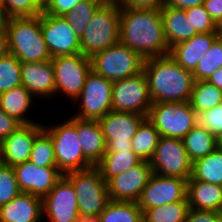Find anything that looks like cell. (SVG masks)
Segmentation results:
<instances>
[{"instance_id": "cell-45", "label": "cell", "mask_w": 222, "mask_h": 222, "mask_svg": "<svg viewBox=\"0 0 222 222\" xmlns=\"http://www.w3.org/2000/svg\"><path fill=\"white\" fill-rule=\"evenodd\" d=\"M120 7L127 8H161L166 0H114Z\"/></svg>"}, {"instance_id": "cell-34", "label": "cell", "mask_w": 222, "mask_h": 222, "mask_svg": "<svg viewBox=\"0 0 222 222\" xmlns=\"http://www.w3.org/2000/svg\"><path fill=\"white\" fill-rule=\"evenodd\" d=\"M105 1L106 0H81L62 17L71 25L80 38L87 29L93 14Z\"/></svg>"}, {"instance_id": "cell-3", "label": "cell", "mask_w": 222, "mask_h": 222, "mask_svg": "<svg viewBox=\"0 0 222 222\" xmlns=\"http://www.w3.org/2000/svg\"><path fill=\"white\" fill-rule=\"evenodd\" d=\"M5 31L9 53L21 62H41L52 59L44 41L40 15L9 17Z\"/></svg>"}, {"instance_id": "cell-7", "label": "cell", "mask_w": 222, "mask_h": 222, "mask_svg": "<svg viewBox=\"0 0 222 222\" xmlns=\"http://www.w3.org/2000/svg\"><path fill=\"white\" fill-rule=\"evenodd\" d=\"M64 176L72 183L78 199L79 214L100 213L110 201L107 182L96 166L85 170L71 171Z\"/></svg>"}, {"instance_id": "cell-10", "label": "cell", "mask_w": 222, "mask_h": 222, "mask_svg": "<svg viewBox=\"0 0 222 222\" xmlns=\"http://www.w3.org/2000/svg\"><path fill=\"white\" fill-rule=\"evenodd\" d=\"M112 86V81L91 70L79 96L74 101L76 104L77 100L81 108L73 116L83 120L99 121L112 111Z\"/></svg>"}, {"instance_id": "cell-17", "label": "cell", "mask_w": 222, "mask_h": 222, "mask_svg": "<svg viewBox=\"0 0 222 222\" xmlns=\"http://www.w3.org/2000/svg\"><path fill=\"white\" fill-rule=\"evenodd\" d=\"M152 173L150 162L142 160L124 173L112 177L107 182L110 200L138 202Z\"/></svg>"}, {"instance_id": "cell-6", "label": "cell", "mask_w": 222, "mask_h": 222, "mask_svg": "<svg viewBox=\"0 0 222 222\" xmlns=\"http://www.w3.org/2000/svg\"><path fill=\"white\" fill-rule=\"evenodd\" d=\"M91 70L112 82L131 77L143 70L144 59L121 42L90 57Z\"/></svg>"}, {"instance_id": "cell-20", "label": "cell", "mask_w": 222, "mask_h": 222, "mask_svg": "<svg viewBox=\"0 0 222 222\" xmlns=\"http://www.w3.org/2000/svg\"><path fill=\"white\" fill-rule=\"evenodd\" d=\"M221 34L222 32L197 33L190 39L173 45L170 48L169 56L182 68L193 72L212 43Z\"/></svg>"}, {"instance_id": "cell-42", "label": "cell", "mask_w": 222, "mask_h": 222, "mask_svg": "<svg viewBox=\"0 0 222 222\" xmlns=\"http://www.w3.org/2000/svg\"><path fill=\"white\" fill-rule=\"evenodd\" d=\"M81 0H51L44 8V13L63 16L73 9Z\"/></svg>"}, {"instance_id": "cell-8", "label": "cell", "mask_w": 222, "mask_h": 222, "mask_svg": "<svg viewBox=\"0 0 222 222\" xmlns=\"http://www.w3.org/2000/svg\"><path fill=\"white\" fill-rule=\"evenodd\" d=\"M147 119L160 136L177 139H183L197 124V114L189 101L153 103Z\"/></svg>"}, {"instance_id": "cell-15", "label": "cell", "mask_w": 222, "mask_h": 222, "mask_svg": "<svg viewBox=\"0 0 222 222\" xmlns=\"http://www.w3.org/2000/svg\"><path fill=\"white\" fill-rule=\"evenodd\" d=\"M186 195L187 180L152 173L138 200V205L144 212L147 208L183 201Z\"/></svg>"}, {"instance_id": "cell-52", "label": "cell", "mask_w": 222, "mask_h": 222, "mask_svg": "<svg viewBox=\"0 0 222 222\" xmlns=\"http://www.w3.org/2000/svg\"><path fill=\"white\" fill-rule=\"evenodd\" d=\"M51 0H38V2L45 8Z\"/></svg>"}, {"instance_id": "cell-51", "label": "cell", "mask_w": 222, "mask_h": 222, "mask_svg": "<svg viewBox=\"0 0 222 222\" xmlns=\"http://www.w3.org/2000/svg\"><path fill=\"white\" fill-rule=\"evenodd\" d=\"M7 19L8 17L6 16L3 8L0 6V32L5 31Z\"/></svg>"}, {"instance_id": "cell-49", "label": "cell", "mask_w": 222, "mask_h": 222, "mask_svg": "<svg viewBox=\"0 0 222 222\" xmlns=\"http://www.w3.org/2000/svg\"><path fill=\"white\" fill-rule=\"evenodd\" d=\"M8 53L9 49L6 31L0 32V58L6 56Z\"/></svg>"}, {"instance_id": "cell-11", "label": "cell", "mask_w": 222, "mask_h": 222, "mask_svg": "<svg viewBox=\"0 0 222 222\" xmlns=\"http://www.w3.org/2000/svg\"><path fill=\"white\" fill-rule=\"evenodd\" d=\"M152 172L161 176L188 180L192 164L182 139L160 136L154 155L149 161Z\"/></svg>"}, {"instance_id": "cell-50", "label": "cell", "mask_w": 222, "mask_h": 222, "mask_svg": "<svg viewBox=\"0 0 222 222\" xmlns=\"http://www.w3.org/2000/svg\"><path fill=\"white\" fill-rule=\"evenodd\" d=\"M75 222H100V216L96 214H78L77 219Z\"/></svg>"}, {"instance_id": "cell-35", "label": "cell", "mask_w": 222, "mask_h": 222, "mask_svg": "<svg viewBox=\"0 0 222 222\" xmlns=\"http://www.w3.org/2000/svg\"><path fill=\"white\" fill-rule=\"evenodd\" d=\"M220 67H222V34L212 43L192 72L195 81H206Z\"/></svg>"}, {"instance_id": "cell-53", "label": "cell", "mask_w": 222, "mask_h": 222, "mask_svg": "<svg viewBox=\"0 0 222 222\" xmlns=\"http://www.w3.org/2000/svg\"><path fill=\"white\" fill-rule=\"evenodd\" d=\"M219 147L222 148V137L219 139Z\"/></svg>"}, {"instance_id": "cell-41", "label": "cell", "mask_w": 222, "mask_h": 222, "mask_svg": "<svg viewBox=\"0 0 222 222\" xmlns=\"http://www.w3.org/2000/svg\"><path fill=\"white\" fill-rule=\"evenodd\" d=\"M197 125L220 139L222 137V103L197 113Z\"/></svg>"}, {"instance_id": "cell-29", "label": "cell", "mask_w": 222, "mask_h": 222, "mask_svg": "<svg viewBox=\"0 0 222 222\" xmlns=\"http://www.w3.org/2000/svg\"><path fill=\"white\" fill-rule=\"evenodd\" d=\"M188 180H199L222 185V148L217 147L205 157L192 164V175Z\"/></svg>"}, {"instance_id": "cell-5", "label": "cell", "mask_w": 222, "mask_h": 222, "mask_svg": "<svg viewBox=\"0 0 222 222\" xmlns=\"http://www.w3.org/2000/svg\"><path fill=\"white\" fill-rule=\"evenodd\" d=\"M44 129L51 136L56 165L63 174L93 167L82 153L76 117L48 128L44 125Z\"/></svg>"}, {"instance_id": "cell-23", "label": "cell", "mask_w": 222, "mask_h": 222, "mask_svg": "<svg viewBox=\"0 0 222 222\" xmlns=\"http://www.w3.org/2000/svg\"><path fill=\"white\" fill-rule=\"evenodd\" d=\"M77 134L84 157L96 166L106 152V141L99 121L77 118Z\"/></svg>"}, {"instance_id": "cell-28", "label": "cell", "mask_w": 222, "mask_h": 222, "mask_svg": "<svg viewBox=\"0 0 222 222\" xmlns=\"http://www.w3.org/2000/svg\"><path fill=\"white\" fill-rule=\"evenodd\" d=\"M142 160L133 150H123L118 152H105L102 160L96 165L101 172L103 179L108 182L131 167L138 165Z\"/></svg>"}, {"instance_id": "cell-44", "label": "cell", "mask_w": 222, "mask_h": 222, "mask_svg": "<svg viewBox=\"0 0 222 222\" xmlns=\"http://www.w3.org/2000/svg\"><path fill=\"white\" fill-rule=\"evenodd\" d=\"M220 212L189 209L185 222H219Z\"/></svg>"}, {"instance_id": "cell-14", "label": "cell", "mask_w": 222, "mask_h": 222, "mask_svg": "<svg viewBox=\"0 0 222 222\" xmlns=\"http://www.w3.org/2000/svg\"><path fill=\"white\" fill-rule=\"evenodd\" d=\"M41 31L52 58L81 53L80 38L62 17L40 14Z\"/></svg>"}, {"instance_id": "cell-2", "label": "cell", "mask_w": 222, "mask_h": 222, "mask_svg": "<svg viewBox=\"0 0 222 222\" xmlns=\"http://www.w3.org/2000/svg\"><path fill=\"white\" fill-rule=\"evenodd\" d=\"M143 71L153 103L190 100L195 83L193 73L182 68L169 55L144 59Z\"/></svg>"}, {"instance_id": "cell-54", "label": "cell", "mask_w": 222, "mask_h": 222, "mask_svg": "<svg viewBox=\"0 0 222 222\" xmlns=\"http://www.w3.org/2000/svg\"><path fill=\"white\" fill-rule=\"evenodd\" d=\"M219 222H222V212H221V214H220Z\"/></svg>"}, {"instance_id": "cell-21", "label": "cell", "mask_w": 222, "mask_h": 222, "mask_svg": "<svg viewBox=\"0 0 222 222\" xmlns=\"http://www.w3.org/2000/svg\"><path fill=\"white\" fill-rule=\"evenodd\" d=\"M22 85L34 97L55 95V77L52 61L21 62Z\"/></svg>"}, {"instance_id": "cell-27", "label": "cell", "mask_w": 222, "mask_h": 222, "mask_svg": "<svg viewBox=\"0 0 222 222\" xmlns=\"http://www.w3.org/2000/svg\"><path fill=\"white\" fill-rule=\"evenodd\" d=\"M182 140L192 162L205 157L219 146V139L197 124Z\"/></svg>"}, {"instance_id": "cell-24", "label": "cell", "mask_w": 222, "mask_h": 222, "mask_svg": "<svg viewBox=\"0 0 222 222\" xmlns=\"http://www.w3.org/2000/svg\"><path fill=\"white\" fill-rule=\"evenodd\" d=\"M186 197L190 209L222 212V185L187 180Z\"/></svg>"}, {"instance_id": "cell-37", "label": "cell", "mask_w": 222, "mask_h": 222, "mask_svg": "<svg viewBox=\"0 0 222 222\" xmlns=\"http://www.w3.org/2000/svg\"><path fill=\"white\" fill-rule=\"evenodd\" d=\"M22 85L21 61L8 53L0 58V94Z\"/></svg>"}, {"instance_id": "cell-38", "label": "cell", "mask_w": 222, "mask_h": 222, "mask_svg": "<svg viewBox=\"0 0 222 222\" xmlns=\"http://www.w3.org/2000/svg\"><path fill=\"white\" fill-rule=\"evenodd\" d=\"M1 7L8 18L37 16L44 12L38 0H2Z\"/></svg>"}, {"instance_id": "cell-12", "label": "cell", "mask_w": 222, "mask_h": 222, "mask_svg": "<svg viewBox=\"0 0 222 222\" xmlns=\"http://www.w3.org/2000/svg\"><path fill=\"white\" fill-rule=\"evenodd\" d=\"M55 77V95L61 92L72 102L79 96L87 75L91 72V60L86 55L57 56L51 59Z\"/></svg>"}, {"instance_id": "cell-36", "label": "cell", "mask_w": 222, "mask_h": 222, "mask_svg": "<svg viewBox=\"0 0 222 222\" xmlns=\"http://www.w3.org/2000/svg\"><path fill=\"white\" fill-rule=\"evenodd\" d=\"M29 161L40 167H57L52 139L45 129L36 136Z\"/></svg>"}, {"instance_id": "cell-31", "label": "cell", "mask_w": 222, "mask_h": 222, "mask_svg": "<svg viewBox=\"0 0 222 222\" xmlns=\"http://www.w3.org/2000/svg\"><path fill=\"white\" fill-rule=\"evenodd\" d=\"M99 216L100 222H143L138 202L110 200Z\"/></svg>"}, {"instance_id": "cell-1", "label": "cell", "mask_w": 222, "mask_h": 222, "mask_svg": "<svg viewBox=\"0 0 222 222\" xmlns=\"http://www.w3.org/2000/svg\"><path fill=\"white\" fill-rule=\"evenodd\" d=\"M119 42L143 59L169 55L161 9L120 7Z\"/></svg>"}, {"instance_id": "cell-16", "label": "cell", "mask_w": 222, "mask_h": 222, "mask_svg": "<svg viewBox=\"0 0 222 222\" xmlns=\"http://www.w3.org/2000/svg\"><path fill=\"white\" fill-rule=\"evenodd\" d=\"M42 210L49 222H75L79 214L77 194L65 176L42 199Z\"/></svg>"}, {"instance_id": "cell-19", "label": "cell", "mask_w": 222, "mask_h": 222, "mask_svg": "<svg viewBox=\"0 0 222 222\" xmlns=\"http://www.w3.org/2000/svg\"><path fill=\"white\" fill-rule=\"evenodd\" d=\"M43 129L39 122L19 126L0 143V162L14 167L30 160L33 143Z\"/></svg>"}, {"instance_id": "cell-22", "label": "cell", "mask_w": 222, "mask_h": 222, "mask_svg": "<svg viewBox=\"0 0 222 222\" xmlns=\"http://www.w3.org/2000/svg\"><path fill=\"white\" fill-rule=\"evenodd\" d=\"M42 199L20 192L14 199L0 206V222H41ZM41 220V221H40Z\"/></svg>"}, {"instance_id": "cell-47", "label": "cell", "mask_w": 222, "mask_h": 222, "mask_svg": "<svg viewBox=\"0 0 222 222\" xmlns=\"http://www.w3.org/2000/svg\"><path fill=\"white\" fill-rule=\"evenodd\" d=\"M205 0H166V4L175 9L186 10L198 5H204Z\"/></svg>"}, {"instance_id": "cell-18", "label": "cell", "mask_w": 222, "mask_h": 222, "mask_svg": "<svg viewBox=\"0 0 222 222\" xmlns=\"http://www.w3.org/2000/svg\"><path fill=\"white\" fill-rule=\"evenodd\" d=\"M21 192L43 199L64 176L57 167H40L25 161L13 167Z\"/></svg>"}, {"instance_id": "cell-43", "label": "cell", "mask_w": 222, "mask_h": 222, "mask_svg": "<svg viewBox=\"0 0 222 222\" xmlns=\"http://www.w3.org/2000/svg\"><path fill=\"white\" fill-rule=\"evenodd\" d=\"M22 123L0 108V143L10 136Z\"/></svg>"}, {"instance_id": "cell-48", "label": "cell", "mask_w": 222, "mask_h": 222, "mask_svg": "<svg viewBox=\"0 0 222 222\" xmlns=\"http://www.w3.org/2000/svg\"><path fill=\"white\" fill-rule=\"evenodd\" d=\"M206 81L222 90V67L218 68Z\"/></svg>"}, {"instance_id": "cell-33", "label": "cell", "mask_w": 222, "mask_h": 222, "mask_svg": "<svg viewBox=\"0 0 222 222\" xmlns=\"http://www.w3.org/2000/svg\"><path fill=\"white\" fill-rule=\"evenodd\" d=\"M189 103L197 113L222 103V90L207 81H195Z\"/></svg>"}, {"instance_id": "cell-39", "label": "cell", "mask_w": 222, "mask_h": 222, "mask_svg": "<svg viewBox=\"0 0 222 222\" xmlns=\"http://www.w3.org/2000/svg\"><path fill=\"white\" fill-rule=\"evenodd\" d=\"M20 192L14 168L0 162V206L14 199Z\"/></svg>"}, {"instance_id": "cell-46", "label": "cell", "mask_w": 222, "mask_h": 222, "mask_svg": "<svg viewBox=\"0 0 222 222\" xmlns=\"http://www.w3.org/2000/svg\"><path fill=\"white\" fill-rule=\"evenodd\" d=\"M204 7L216 25L222 29V0H205Z\"/></svg>"}, {"instance_id": "cell-32", "label": "cell", "mask_w": 222, "mask_h": 222, "mask_svg": "<svg viewBox=\"0 0 222 222\" xmlns=\"http://www.w3.org/2000/svg\"><path fill=\"white\" fill-rule=\"evenodd\" d=\"M189 209L187 197L183 201L147 208L143 222H185Z\"/></svg>"}, {"instance_id": "cell-40", "label": "cell", "mask_w": 222, "mask_h": 222, "mask_svg": "<svg viewBox=\"0 0 222 222\" xmlns=\"http://www.w3.org/2000/svg\"><path fill=\"white\" fill-rule=\"evenodd\" d=\"M186 16L190 19L192 30L198 33L222 32L206 11L204 5H198L185 10Z\"/></svg>"}, {"instance_id": "cell-13", "label": "cell", "mask_w": 222, "mask_h": 222, "mask_svg": "<svg viewBox=\"0 0 222 222\" xmlns=\"http://www.w3.org/2000/svg\"><path fill=\"white\" fill-rule=\"evenodd\" d=\"M145 118L143 115L113 110L103 116L99 123L106 141V152L132 150L131 140Z\"/></svg>"}, {"instance_id": "cell-30", "label": "cell", "mask_w": 222, "mask_h": 222, "mask_svg": "<svg viewBox=\"0 0 222 222\" xmlns=\"http://www.w3.org/2000/svg\"><path fill=\"white\" fill-rule=\"evenodd\" d=\"M159 138V131L145 118L138 126L135 136L131 140L132 150L141 160L150 161Z\"/></svg>"}, {"instance_id": "cell-26", "label": "cell", "mask_w": 222, "mask_h": 222, "mask_svg": "<svg viewBox=\"0 0 222 222\" xmlns=\"http://www.w3.org/2000/svg\"><path fill=\"white\" fill-rule=\"evenodd\" d=\"M34 98L23 85H19L0 94V108L22 124L36 123L26 115L32 107Z\"/></svg>"}, {"instance_id": "cell-25", "label": "cell", "mask_w": 222, "mask_h": 222, "mask_svg": "<svg viewBox=\"0 0 222 222\" xmlns=\"http://www.w3.org/2000/svg\"><path fill=\"white\" fill-rule=\"evenodd\" d=\"M160 9L164 34L169 48L198 33L196 30H192V24L187 18L185 10L175 9L167 4H164Z\"/></svg>"}, {"instance_id": "cell-4", "label": "cell", "mask_w": 222, "mask_h": 222, "mask_svg": "<svg viewBox=\"0 0 222 222\" xmlns=\"http://www.w3.org/2000/svg\"><path fill=\"white\" fill-rule=\"evenodd\" d=\"M120 6L106 0L93 14L80 37L81 53L87 57L101 52L119 42Z\"/></svg>"}, {"instance_id": "cell-9", "label": "cell", "mask_w": 222, "mask_h": 222, "mask_svg": "<svg viewBox=\"0 0 222 222\" xmlns=\"http://www.w3.org/2000/svg\"><path fill=\"white\" fill-rule=\"evenodd\" d=\"M152 104L148 80L143 70L136 75L113 82V111L135 113L147 118Z\"/></svg>"}]
</instances>
